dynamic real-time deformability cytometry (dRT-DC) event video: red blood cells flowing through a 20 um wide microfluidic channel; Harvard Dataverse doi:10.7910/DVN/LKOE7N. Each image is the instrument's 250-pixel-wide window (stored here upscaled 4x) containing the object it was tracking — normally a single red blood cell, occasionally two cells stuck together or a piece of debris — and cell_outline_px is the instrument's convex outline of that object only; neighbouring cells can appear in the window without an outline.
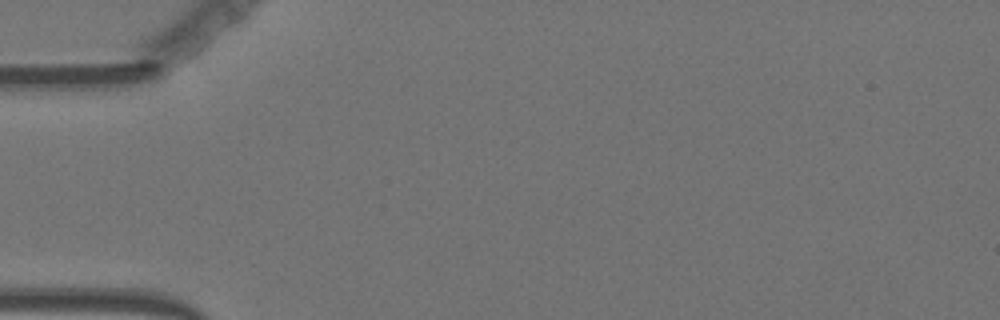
{"species": "Egyptian fruit bat (a non-hibernating species)", "species_latin": "Rousettus aegyptiacus", "temperature_condition": "warm", "stored_images_in_passage": 2, "camera_frame_rate_fps": 3000, "um_per_image_px": 0.085, "animal": {"sex": "female"}, "frame": {"image": 1, "passage_image": 1, "time_ms": 0.0, "image_size_px": [1000, 320], "cell_outline_px": [[248, 32], [240, 48], [208, 80], [196, 84], [192, 84], [188, 80], [196, 68], [236, 16], [248, 24]], "centroid_in_image_um": [18.79, 4.36], "position_along_channel_um": 66.2, "area_um2": 10.87}}